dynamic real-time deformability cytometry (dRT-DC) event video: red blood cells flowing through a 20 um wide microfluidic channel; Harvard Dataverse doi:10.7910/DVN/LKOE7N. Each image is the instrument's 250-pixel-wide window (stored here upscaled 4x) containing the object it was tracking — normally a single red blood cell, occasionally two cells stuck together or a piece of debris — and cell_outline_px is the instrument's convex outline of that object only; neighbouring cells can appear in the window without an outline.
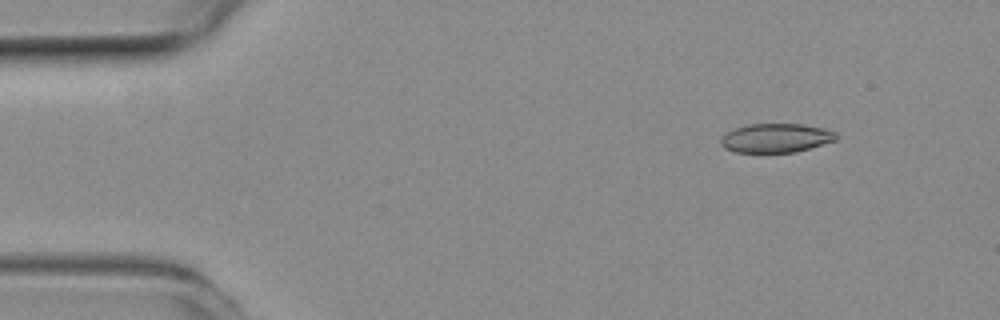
{"species": "common noctule bat (a hibernating species)", "species_latin": "Nyctalus noctula", "temperature_condition": "room temperature", "stored_images_in_passage": 53, "camera_frame_rate_fps": 3000, "um_per_image_px": 0.085, "animal": {"sex": "female", "body_mass_g": 19.3, "forearm_length_mm": 54.1}, "frame": {"image": 1, "passage_image": 6, "time_ms": 1.667, "image_size_px": [1000, 320], "cell_outline_px": [[836, 140], [796, 152], [736, 152], [724, 148], [720, 144], [720, 140], [728, 132], [736, 128], [748, 124], [804, 124], [836, 132]], "centroid_in_image_um": [65.94, 11.73], "position_along_channel_um": 19.1, "area_um2": 19.25}}
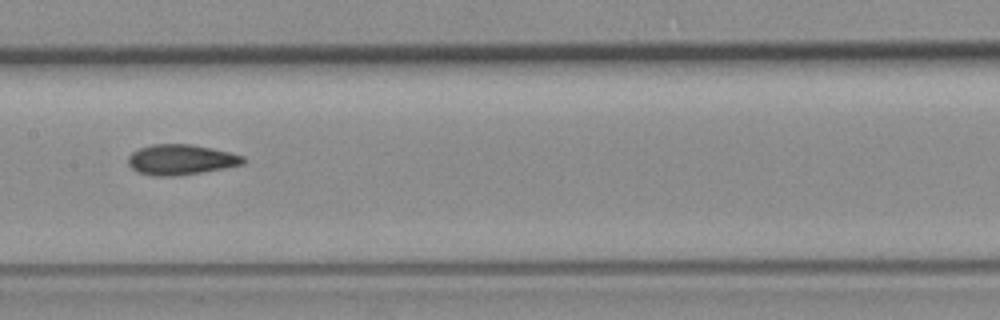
{"frame": {"image": 2, "passage_image": 26, "time_ms": 8.333, "image_size_px": [1000, 320], "cell_outline_px": [[244, 164], [224, 168], [176, 176], [152, 176], [136, 172], [128, 164], [128, 156], [132, 152], [140, 148], [152, 144], [188, 144], [212, 148], [244, 156]], "centroid_in_image_um": [15.34, 13.57], "position_along_channel_um": 192.1, "area_um2": 20.29}}
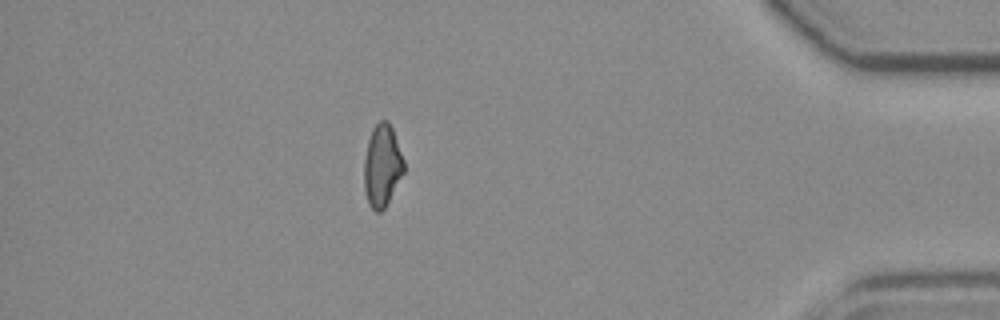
{"frame": {"image": 3, "passage_image": 46, "time_ms": 15.0, "image_size_px": [1000, 320], "cell_outline_px": [[404, 172], [384, 208], [380, 212], [376, 212], [368, 204], [364, 188], [364, 160], [368, 140], [372, 128], [380, 120], [388, 120], [392, 128], [404, 160]], "centroid_in_image_um": [32.47, 14.07], "position_along_channel_um": 402.7, "area_um2": 18.96}, "authors_computed_cell_mechanics": {"area_um2": 19.8832, "velocity_mm_per_s": 3.8869, "shape_relaxation_time_tau1_ms": null, "shape_relaxation_time_tau2_ms": 2.8504, "deformation_change_tau1": null, "deformation_change_tau2": 0.0976}}